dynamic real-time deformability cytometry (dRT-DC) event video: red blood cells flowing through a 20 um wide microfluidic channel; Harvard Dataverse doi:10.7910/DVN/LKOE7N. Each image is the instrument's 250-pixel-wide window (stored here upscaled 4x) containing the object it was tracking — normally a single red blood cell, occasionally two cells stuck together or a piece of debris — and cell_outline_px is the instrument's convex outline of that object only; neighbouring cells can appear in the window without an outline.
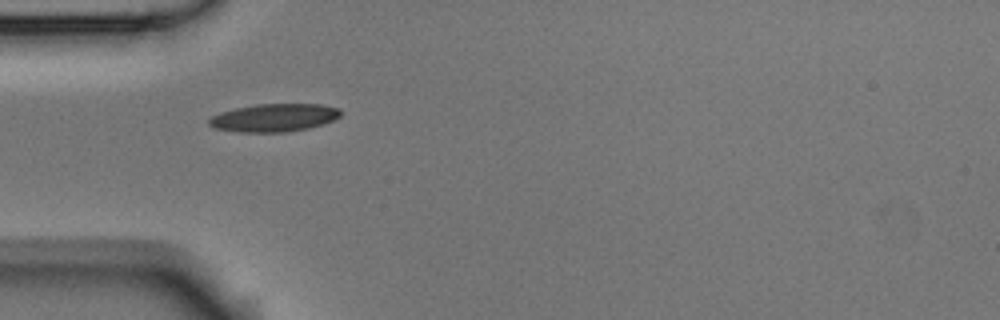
{"species": "Egyptian fruit bat (a non-hibernating species)", "species_latin": "Rousettus aegyptiacus", "temperature_condition": "room temperature", "stored_images_in_passage": 5, "camera_frame_rate_fps": 3000, "um_per_image_px": 0.085, "animal": {"sex": "male"}, "frame": {"image": 1, "passage_image": 1, "time_ms": 0.0, "image_size_px": [1000, 320], "cell_outline_px": [[340, 116], [324, 124], [308, 128], [284, 132], [240, 132], [216, 128], [208, 124], [208, 120], [212, 116], [220, 112], [236, 108], [256, 104], [320, 104], [340, 108]], "centroid_in_image_um": [23.3, 10.0], "position_along_channel_um": 61.7, "area_um2": 21.33}}
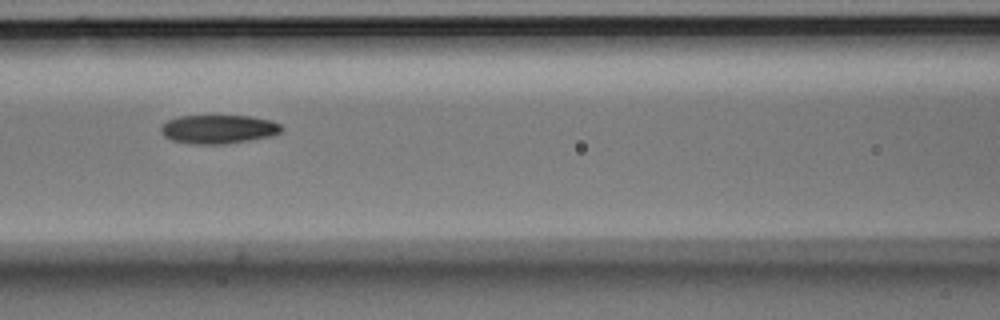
{"frame": {"image": 2, "passage_image": 3, "time_ms": 0.667, "image_size_px": [1000, 320], "cell_outline_px": [[284, 128], [280, 132], [268, 136], [248, 140], [224, 144], [192, 144], [172, 140], [164, 136], [160, 132], [160, 128], [168, 120], [180, 116], [248, 116], [272, 120], [280, 124]], "centroid_in_image_um": [18.55, 10.98], "position_along_channel_um": 148.0, "area_um2": 20.06}}
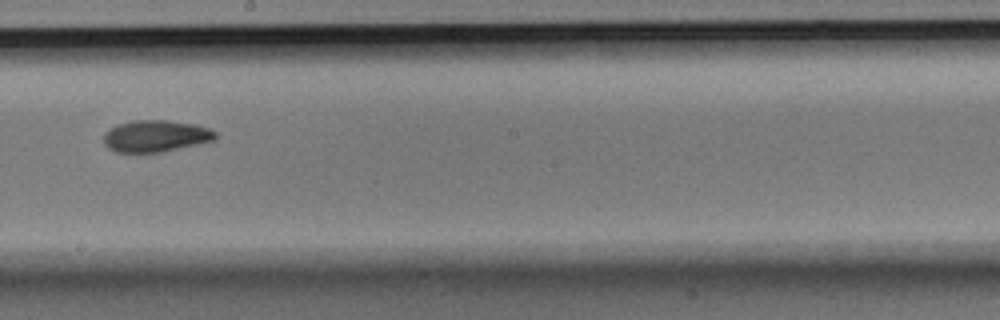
{"frame": {"image": 3, "passage_image": 5, "time_ms": 1.333, "image_size_px": [1000, 320], "cell_outline_px": [[216, 140], [200, 144], [160, 152], [116, 152], [108, 148], [104, 144], [104, 132], [116, 124], [132, 120], [164, 120], [192, 124], [208, 128], [216, 132]], "centroid_in_image_um": [13.21, 11.56], "position_along_channel_um": 235.0, "area_um2": 20.69}}